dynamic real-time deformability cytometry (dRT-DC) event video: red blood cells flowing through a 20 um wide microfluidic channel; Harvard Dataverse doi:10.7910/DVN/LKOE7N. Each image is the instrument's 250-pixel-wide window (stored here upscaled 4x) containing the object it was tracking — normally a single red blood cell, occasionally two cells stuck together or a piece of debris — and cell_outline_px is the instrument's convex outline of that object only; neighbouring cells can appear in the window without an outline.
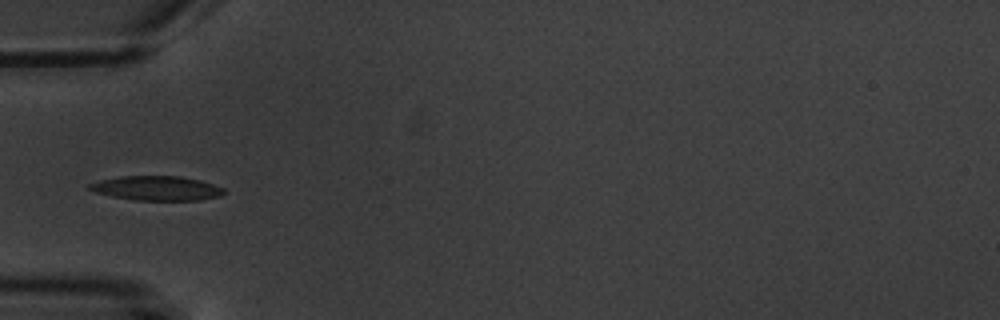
{"species": "common noctule bat (a hibernating species)", "species_latin": "Nyctalus noctula", "temperature_condition": "warm", "stored_images_in_passage": 8, "camera_frame_rate_fps": 3000, "um_per_image_px": 0.085, "animal": {"sex": "male", "body_mass_g": 20.1, "forearm_length_mm": 53.5}, "frame": {"image": 1, "passage_image": 6, "time_ms": 6.0, "image_size_px": [1000, 320], "cell_outline_px": [[224, 192], [220, 196], [200, 200], [136, 200], [112, 196], [96, 192], [88, 188], [88, 184], [100, 180], [120, 176], [180, 176], [200, 180], [224, 188]], "centroid_in_image_um": [13.32, 15.99], "position_along_channel_um": 71.7, "area_um2": 19.02}}
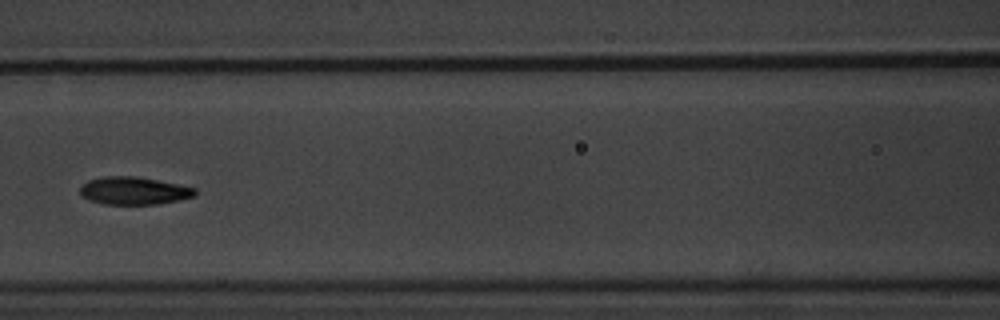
{"frame": {"image": 2, "passage_image": 8, "time_ms": 8.333, "image_size_px": [1000, 320], "cell_outline_px": [[196, 196], [180, 200], [156, 204], [104, 204], [88, 200], [80, 196], [80, 184], [88, 180], [104, 176], [136, 176], [196, 188]], "centroid_in_image_um": [11.33, 16.21], "position_along_channel_um": 155.3, "area_um2": 18.67}}